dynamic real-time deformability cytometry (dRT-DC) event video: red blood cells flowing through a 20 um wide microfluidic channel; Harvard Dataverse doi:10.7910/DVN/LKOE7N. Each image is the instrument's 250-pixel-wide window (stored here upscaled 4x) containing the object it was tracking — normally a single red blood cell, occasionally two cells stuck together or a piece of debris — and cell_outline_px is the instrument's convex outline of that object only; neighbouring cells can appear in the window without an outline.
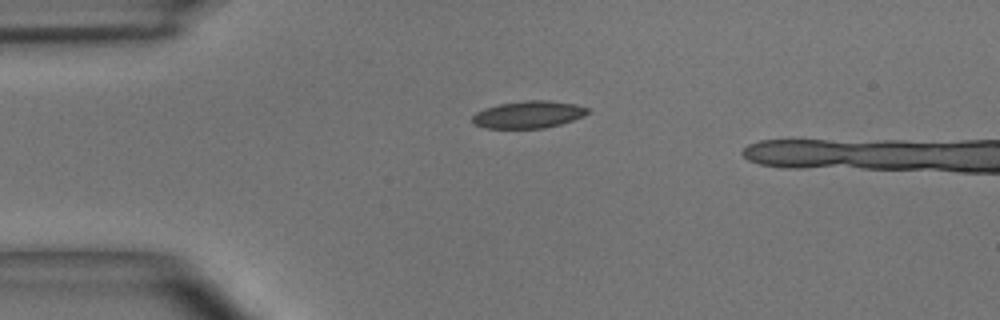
{"species": "common noctule bat (a hibernating species)", "species_latin": "Nyctalus noctula", "temperature_condition": "room temperature", "stored_images_in_passage": 2, "camera_frame_rate_fps": 3000, "um_per_image_px": 0.085, "animal": {"sex": "male", "body_mass_g": 15.6}, "frame": {"image": 1, "passage_image": 1, "time_ms": 0.0, "image_size_px": [1000, 320], "cell_outline_px": [[588, 112], [584, 116], [560, 124], [544, 128], [484, 128], [472, 124], [472, 116], [476, 112], [484, 108], [500, 104], [524, 100], [548, 100], [576, 104], [588, 108]], "centroid_in_image_um": [44.88, 9.73], "position_along_channel_um": 40.1, "area_um2": 18.32}}